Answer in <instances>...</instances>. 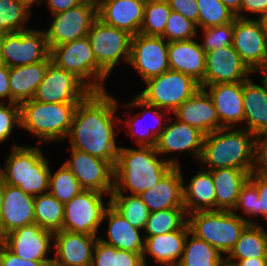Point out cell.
<instances>
[{
  "label": "cell",
  "instance_id": "obj_1",
  "mask_svg": "<svg viewBox=\"0 0 267 266\" xmlns=\"http://www.w3.org/2000/svg\"><path fill=\"white\" fill-rule=\"evenodd\" d=\"M118 107L117 100L106 91L91 92L74 111L67 137L70 147L115 166L120 148L115 143V126L120 123L115 117Z\"/></svg>",
  "mask_w": 267,
  "mask_h": 266
},
{
  "label": "cell",
  "instance_id": "obj_2",
  "mask_svg": "<svg viewBox=\"0 0 267 266\" xmlns=\"http://www.w3.org/2000/svg\"><path fill=\"white\" fill-rule=\"evenodd\" d=\"M175 158L160 159L155 146L120 147L114 166V190L140 195L157 184L174 166Z\"/></svg>",
  "mask_w": 267,
  "mask_h": 266
},
{
  "label": "cell",
  "instance_id": "obj_3",
  "mask_svg": "<svg viewBox=\"0 0 267 266\" xmlns=\"http://www.w3.org/2000/svg\"><path fill=\"white\" fill-rule=\"evenodd\" d=\"M233 128H221L205 135L198 161L206 169L236 168L251 173L255 170L257 137L245 128Z\"/></svg>",
  "mask_w": 267,
  "mask_h": 266
},
{
  "label": "cell",
  "instance_id": "obj_4",
  "mask_svg": "<svg viewBox=\"0 0 267 266\" xmlns=\"http://www.w3.org/2000/svg\"><path fill=\"white\" fill-rule=\"evenodd\" d=\"M39 146L13 145L0 173L6 184L38 196L48 192L50 169Z\"/></svg>",
  "mask_w": 267,
  "mask_h": 266
},
{
  "label": "cell",
  "instance_id": "obj_5",
  "mask_svg": "<svg viewBox=\"0 0 267 266\" xmlns=\"http://www.w3.org/2000/svg\"><path fill=\"white\" fill-rule=\"evenodd\" d=\"M79 103H44L34 99L20 104L21 128L38 138V143L62 141L69 135Z\"/></svg>",
  "mask_w": 267,
  "mask_h": 266
},
{
  "label": "cell",
  "instance_id": "obj_6",
  "mask_svg": "<svg viewBox=\"0 0 267 266\" xmlns=\"http://www.w3.org/2000/svg\"><path fill=\"white\" fill-rule=\"evenodd\" d=\"M187 223L193 235L203 239L223 255L230 253L249 224H258L234 211L222 210L192 212L187 214Z\"/></svg>",
  "mask_w": 267,
  "mask_h": 266
},
{
  "label": "cell",
  "instance_id": "obj_7",
  "mask_svg": "<svg viewBox=\"0 0 267 266\" xmlns=\"http://www.w3.org/2000/svg\"><path fill=\"white\" fill-rule=\"evenodd\" d=\"M50 57L53 63L74 74L92 92L106 91L103 84L108 74L98 65L87 36L53 47Z\"/></svg>",
  "mask_w": 267,
  "mask_h": 266
},
{
  "label": "cell",
  "instance_id": "obj_8",
  "mask_svg": "<svg viewBox=\"0 0 267 266\" xmlns=\"http://www.w3.org/2000/svg\"><path fill=\"white\" fill-rule=\"evenodd\" d=\"M144 83L147 87L138 96L171 113L200 88V84L192 77L170 69Z\"/></svg>",
  "mask_w": 267,
  "mask_h": 266
},
{
  "label": "cell",
  "instance_id": "obj_9",
  "mask_svg": "<svg viewBox=\"0 0 267 266\" xmlns=\"http://www.w3.org/2000/svg\"><path fill=\"white\" fill-rule=\"evenodd\" d=\"M87 37L98 65L108 75L122 59L129 64L133 37L129 32L105 24L96 18Z\"/></svg>",
  "mask_w": 267,
  "mask_h": 266
},
{
  "label": "cell",
  "instance_id": "obj_10",
  "mask_svg": "<svg viewBox=\"0 0 267 266\" xmlns=\"http://www.w3.org/2000/svg\"><path fill=\"white\" fill-rule=\"evenodd\" d=\"M103 194L95 190H82L64 204L62 230L98 236V229L108 208L104 206Z\"/></svg>",
  "mask_w": 267,
  "mask_h": 266
},
{
  "label": "cell",
  "instance_id": "obj_11",
  "mask_svg": "<svg viewBox=\"0 0 267 266\" xmlns=\"http://www.w3.org/2000/svg\"><path fill=\"white\" fill-rule=\"evenodd\" d=\"M51 61L45 30L28 29L5 34L0 63L10 67Z\"/></svg>",
  "mask_w": 267,
  "mask_h": 266
},
{
  "label": "cell",
  "instance_id": "obj_12",
  "mask_svg": "<svg viewBox=\"0 0 267 266\" xmlns=\"http://www.w3.org/2000/svg\"><path fill=\"white\" fill-rule=\"evenodd\" d=\"M91 92L74 74L50 61L33 99L44 103H80Z\"/></svg>",
  "mask_w": 267,
  "mask_h": 266
},
{
  "label": "cell",
  "instance_id": "obj_13",
  "mask_svg": "<svg viewBox=\"0 0 267 266\" xmlns=\"http://www.w3.org/2000/svg\"><path fill=\"white\" fill-rule=\"evenodd\" d=\"M232 46L243 62L256 74V71L267 62V34L262 20L236 17Z\"/></svg>",
  "mask_w": 267,
  "mask_h": 266
},
{
  "label": "cell",
  "instance_id": "obj_14",
  "mask_svg": "<svg viewBox=\"0 0 267 266\" xmlns=\"http://www.w3.org/2000/svg\"><path fill=\"white\" fill-rule=\"evenodd\" d=\"M52 15L53 21L48 30H45L50 50L55 46L86 37L91 24L97 18V8L80 3L67 11Z\"/></svg>",
  "mask_w": 267,
  "mask_h": 266
},
{
  "label": "cell",
  "instance_id": "obj_15",
  "mask_svg": "<svg viewBox=\"0 0 267 266\" xmlns=\"http://www.w3.org/2000/svg\"><path fill=\"white\" fill-rule=\"evenodd\" d=\"M52 241L54 232L37 223L17 228L0 239L9 251L23 260L43 261L48 266L53 264V259L47 257Z\"/></svg>",
  "mask_w": 267,
  "mask_h": 266
},
{
  "label": "cell",
  "instance_id": "obj_16",
  "mask_svg": "<svg viewBox=\"0 0 267 266\" xmlns=\"http://www.w3.org/2000/svg\"><path fill=\"white\" fill-rule=\"evenodd\" d=\"M168 45L169 42L162 36L134 35L129 64L144 81L159 76L170 69Z\"/></svg>",
  "mask_w": 267,
  "mask_h": 266
},
{
  "label": "cell",
  "instance_id": "obj_17",
  "mask_svg": "<svg viewBox=\"0 0 267 266\" xmlns=\"http://www.w3.org/2000/svg\"><path fill=\"white\" fill-rule=\"evenodd\" d=\"M69 148L72 157L64 164L77 178L81 187L85 190H95L110 196L114 190V166L108 161Z\"/></svg>",
  "mask_w": 267,
  "mask_h": 266
},
{
  "label": "cell",
  "instance_id": "obj_18",
  "mask_svg": "<svg viewBox=\"0 0 267 266\" xmlns=\"http://www.w3.org/2000/svg\"><path fill=\"white\" fill-rule=\"evenodd\" d=\"M253 72L232 45L206 52V70L201 88L217 83L246 81Z\"/></svg>",
  "mask_w": 267,
  "mask_h": 266
},
{
  "label": "cell",
  "instance_id": "obj_19",
  "mask_svg": "<svg viewBox=\"0 0 267 266\" xmlns=\"http://www.w3.org/2000/svg\"><path fill=\"white\" fill-rule=\"evenodd\" d=\"M98 239L65 230L54 232L52 247L56 250L52 266H91L93 248Z\"/></svg>",
  "mask_w": 267,
  "mask_h": 266
},
{
  "label": "cell",
  "instance_id": "obj_20",
  "mask_svg": "<svg viewBox=\"0 0 267 266\" xmlns=\"http://www.w3.org/2000/svg\"><path fill=\"white\" fill-rule=\"evenodd\" d=\"M172 121V122H171ZM170 124L165 126L157 137L156 151L161 156L169 152H191L193 159L199 160L205 134L199 129L183 123L173 117L169 118Z\"/></svg>",
  "mask_w": 267,
  "mask_h": 266
},
{
  "label": "cell",
  "instance_id": "obj_21",
  "mask_svg": "<svg viewBox=\"0 0 267 266\" xmlns=\"http://www.w3.org/2000/svg\"><path fill=\"white\" fill-rule=\"evenodd\" d=\"M33 223H35L34 196L25 193L19 187L5 183L0 239L17 228Z\"/></svg>",
  "mask_w": 267,
  "mask_h": 266
},
{
  "label": "cell",
  "instance_id": "obj_22",
  "mask_svg": "<svg viewBox=\"0 0 267 266\" xmlns=\"http://www.w3.org/2000/svg\"><path fill=\"white\" fill-rule=\"evenodd\" d=\"M204 89L213 100L222 128L244 123L243 81L207 85Z\"/></svg>",
  "mask_w": 267,
  "mask_h": 266
},
{
  "label": "cell",
  "instance_id": "obj_23",
  "mask_svg": "<svg viewBox=\"0 0 267 266\" xmlns=\"http://www.w3.org/2000/svg\"><path fill=\"white\" fill-rule=\"evenodd\" d=\"M145 5V0H100L97 18L134 36L140 32Z\"/></svg>",
  "mask_w": 267,
  "mask_h": 266
},
{
  "label": "cell",
  "instance_id": "obj_24",
  "mask_svg": "<svg viewBox=\"0 0 267 266\" xmlns=\"http://www.w3.org/2000/svg\"><path fill=\"white\" fill-rule=\"evenodd\" d=\"M172 113L176 119L199 129L205 135L222 128L212 98L201 87Z\"/></svg>",
  "mask_w": 267,
  "mask_h": 266
},
{
  "label": "cell",
  "instance_id": "obj_25",
  "mask_svg": "<svg viewBox=\"0 0 267 266\" xmlns=\"http://www.w3.org/2000/svg\"><path fill=\"white\" fill-rule=\"evenodd\" d=\"M181 166H174L157 184L139 196L150 213L169 208H184V178Z\"/></svg>",
  "mask_w": 267,
  "mask_h": 266
},
{
  "label": "cell",
  "instance_id": "obj_26",
  "mask_svg": "<svg viewBox=\"0 0 267 266\" xmlns=\"http://www.w3.org/2000/svg\"><path fill=\"white\" fill-rule=\"evenodd\" d=\"M170 70L178 71L192 77L201 84L206 70V52L193 38L173 41L168 45Z\"/></svg>",
  "mask_w": 267,
  "mask_h": 266
},
{
  "label": "cell",
  "instance_id": "obj_27",
  "mask_svg": "<svg viewBox=\"0 0 267 266\" xmlns=\"http://www.w3.org/2000/svg\"><path fill=\"white\" fill-rule=\"evenodd\" d=\"M189 231L188 223H186L180 230L144 237V265L148 264L145 255L149 254V257L152 256L154 262L161 266H177L181 260Z\"/></svg>",
  "mask_w": 267,
  "mask_h": 266
},
{
  "label": "cell",
  "instance_id": "obj_28",
  "mask_svg": "<svg viewBox=\"0 0 267 266\" xmlns=\"http://www.w3.org/2000/svg\"><path fill=\"white\" fill-rule=\"evenodd\" d=\"M103 221L107 220V240L99 236L100 240L112 245L117 249L131 251L134 253L144 252V236H140V229L133 227L118 211L110 205V198L107 201Z\"/></svg>",
  "mask_w": 267,
  "mask_h": 266
},
{
  "label": "cell",
  "instance_id": "obj_29",
  "mask_svg": "<svg viewBox=\"0 0 267 266\" xmlns=\"http://www.w3.org/2000/svg\"><path fill=\"white\" fill-rule=\"evenodd\" d=\"M250 78L243 81L244 122L242 126L256 137L267 134V89Z\"/></svg>",
  "mask_w": 267,
  "mask_h": 266
},
{
  "label": "cell",
  "instance_id": "obj_30",
  "mask_svg": "<svg viewBox=\"0 0 267 266\" xmlns=\"http://www.w3.org/2000/svg\"><path fill=\"white\" fill-rule=\"evenodd\" d=\"M211 172L216 198V210L233 211L242 186L251 172L236 168H220Z\"/></svg>",
  "mask_w": 267,
  "mask_h": 266
},
{
  "label": "cell",
  "instance_id": "obj_31",
  "mask_svg": "<svg viewBox=\"0 0 267 266\" xmlns=\"http://www.w3.org/2000/svg\"><path fill=\"white\" fill-rule=\"evenodd\" d=\"M49 62L40 61L35 64L9 68L11 103L21 104L34 98Z\"/></svg>",
  "mask_w": 267,
  "mask_h": 266
},
{
  "label": "cell",
  "instance_id": "obj_32",
  "mask_svg": "<svg viewBox=\"0 0 267 266\" xmlns=\"http://www.w3.org/2000/svg\"><path fill=\"white\" fill-rule=\"evenodd\" d=\"M183 185V204L186 214L195 211L216 210L214 182L209 170H199Z\"/></svg>",
  "mask_w": 267,
  "mask_h": 266
},
{
  "label": "cell",
  "instance_id": "obj_33",
  "mask_svg": "<svg viewBox=\"0 0 267 266\" xmlns=\"http://www.w3.org/2000/svg\"><path fill=\"white\" fill-rule=\"evenodd\" d=\"M125 104H126L125 107H129V108L130 107L134 108L137 106V107H145V109L134 116L132 115L131 117H128V119H125V120L120 119V123L122 122L123 125L126 124L127 130L131 131L130 132L131 136H134L136 138V139H134V142H136L137 145L155 146L156 142H157V137L160 135L162 130L165 128V125H167L166 123L164 124L162 120L163 119H165V121L167 120V114L169 111L161 109V108H157L156 106L145 102L138 95L133 97V101H131L128 104L127 103H125ZM148 113L149 114L151 113L157 119L156 120L157 121L156 126L155 125H154V127L152 126L153 128H151L150 130L147 128L148 130H146V131L143 130V127H141L142 129H138L139 127H138L137 122L140 121L138 116L139 117H141L143 115L145 116ZM154 121H155V119H154ZM136 124H137V126H135Z\"/></svg>",
  "mask_w": 267,
  "mask_h": 266
},
{
  "label": "cell",
  "instance_id": "obj_34",
  "mask_svg": "<svg viewBox=\"0 0 267 266\" xmlns=\"http://www.w3.org/2000/svg\"><path fill=\"white\" fill-rule=\"evenodd\" d=\"M251 258H267V231L258 224H249L226 256V260Z\"/></svg>",
  "mask_w": 267,
  "mask_h": 266
},
{
  "label": "cell",
  "instance_id": "obj_35",
  "mask_svg": "<svg viewBox=\"0 0 267 266\" xmlns=\"http://www.w3.org/2000/svg\"><path fill=\"white\" fill-rule=\"evenodd\" d=\"M191 238L189 239V237ZM226 258L209 243L188 232L184 251L177 266H225Z\"/></svg>",
  "mask_w": 267,
  "mask_h": 266
},
{
  "label": "cell",
  "instance_id": "obj_36",
  "mask_svg": "<svg viewBox=\"0 0 267 266\" xmlns=\"http://www.w3.org/2000/svg\"><path fill=\"white\" fill-rule=\"evenodd\" d=\"M110 205L125 217L133 227L140 230L145 228L150 211L139 195L112 192Z\"/></svg>",
  "mask_w": 267,
  "mask_h": 266
},
{
  "label": "cell",
  "instance_id": "obj_37",
  "mask_svg": "<svg viewBox=\"0 0 267 266\" xmlns=\"http://www.w3.org/2000/svg\"><path fill=\"white\" fill-rule=\"evenodd\" d=\"M64 204L49 192L34 197L35 223L44 229L62 230Z\"/></svg>",
  "mask_w": 267,
  "mask_h": 266
},
{
  "label": "cell",
  "instance_id": "obj_38",
  "mask_svg": "<svg viewBox=\"0 0 267 266\" xmlns=\"http://www.w3.org/2000/svg\"><path fill=\"white\" fill-rule=\"evenodd\" d=\"M187 223L185 208H169L151 212L144 228L146 235L151 237L180 230Z\"/></svg>",
  "mask_w": 267,
  "mask_h": 266
},
{
  "label": "cell",
  "instance_id": "obj_39",
  "mask_svg": "<svg viewBox=\"0 0 267 266\" xmlns=\"http://www.w3.org/2000/svg\"><path fill=\"white\" fill-rule=\"evenodd\" d=\"M32 8L23 0H0V32L8 34L28 30L26 21Z\"/></svg>",
  "mask_w": 267,
  "mask_h": 266
},
{
  "label": "cell",
  "instance_id": "obj_40",
  "mask_svg": "<svg viewBox=\"0 0 267 266\" xmlns=\"http://www.w3.org/2000/svg\"><path fill=\"white\" fill-rule=\"evenodd\" d=\"M170 12L167 0H147L139 33L146 36H162Z\"/></svg>",
  "mask_w": 267,
  "mask_h": 266
},
{
  "label": "cell",
  "instance_id": "obj_41",
  "mask_svg": "<svg viewBox=\"0 0 267 266\" xmlns=\"http://www.w3.org/2000/svg\"><path fill=\"white\" fill-rule=\"evenodd\" d=\"M84 190L70 169L63 164L53 174L50 170L48 192L65 204Z\"/></svg>",
  "mask_w": 267,
  "mask_h": 266
},
{
  "label": "cell",
  "instance_id": "obj_42",
  "mask_svg": "<svg viewBox=\"0 0 267 266\" xmlns=\"http://www.w3.org/2000/svg\"><path fill=\"white\" fill-rule=\"evenodd\" d=\"M198 6V28L213 27L233 22L235 14L220 0H196Z\"/></svg>",
  "mask_w": 267,
  "mask_h": 266
},
{
  "label": "cell",
  "instance_id": "obj_43",
  "mask_svg": "<svg viewBox=\"0 0 267 266\" xmlns=\"http://www.w3.org/2000/svg\"><path fill=\"white\" fill-rule=\"evenodd\" d=\"M197 25L186 19L182 14L172 11L166 23L162 37L168 41L189 40L198 37Z\"/></svg>",
  "mask_w": 267,
  "mask_h": 266
},
{
  "label": "cell",
  "instance_id": "obj_44",
  "mask_svg": "<svg viewBox=\"0 0 267 266\" xmlns=\"http://www.w3.org/2000/svg\"><path fill=\"white\" fill-rule=\"evenodd\" d=\"M233 29L234 21L227 24L206 27L202 29L204 32V40L201 44L202 49L205 52H208L211 50L232 45Z\"/></svg>",
  "mask_w": 267,
  "mask_h": 266
},
{
  "label": "cell",
  "instance_id": "obj_45",
  "mask_svg": "<svg viewBox=\"0 0 267 266\" xmlns=\"http://www.w3.org/2000/svg\"><path fill=\"white\" fill-rule=\"evenodd\" d=\"M239 209L243 210V214L247 216H259V195L257 187L248 179L242 186L238 194L234 212Z\"/></svg>",
  "mask_w": 267,
  "mask_h": 266
},
{
  "label": "cell",
  "instance_id": "obj_46",
  "mask_svg": "<svg viewBox=\"0 0 267 266\" xmlns=\"http://www.w3.org/2000/svg\"><path fill=\"white\" fill-rule=\"evenodd\" d=\"M0 102V143L9 139L14 127H21L20 104Z\"/></svg>",
  "mask_w": 267,
  "mask_h": 266
},
{
  "label": "cell",
  "instance_id": "obj_47",
  "mask_svg": "<svg viewBox=\"0 0 267 266\" xmlns=\"http://www.w3.org/2000/svg\"><path fill=\"white\" fill-rule=\"evenodd\" d=\"M91 266H116V248L106 244L98 237L93 248Z\"/></svg>",
  "mask_w": 267,
  "mask_h": 266
},
{
  "label": "cell",
  "instance_id": "obj_48",
  "mask_svg": "<svg viewBox=\"0 0 267 266\" xmlns=\"http://www.w3.org/2000/svg\"><path fill=\"white\" fill-rule=\"evenodd\" d=\"M172 11L182 14L198 27V6L196 0H167Z\"/></svg>",
  "mask_w": 267,
  "mask_h": 266
},
{
  "label": "cell",
  "instance_id": "obj_49",
  "mask_svg": "<svg viewBox=\"0 0 267 266\" xmlns=\"http://www.w3.org/2000/svg\"><path fill=\"white\" fill-rule=\"evenodd\" d=\"M249 180L257 187L259 195V216L267 220V175L256 172L250 174Z\"/></svg>",
  "mask_w": 267,
  "mask_h": 266
},
{
  "label": "cell",
  "instance_id": "obj_50",
  "mask_svg": "<svg viewBox=\"0 0 267 266\" xmlns=\"http://www.w3.org/2000/svg\"><path fill=\"white\" fill-rule=\"evenodd\" d=\"M0 266H48L43 261H26L9 251L0 242Z\"/></svg>",
  "mask_w": 267,
  "mask_h": 266
},
{
  "label": "cell",
  "instance_id": "obj_51",
  "mask_svg": "<svg viewBox=\"0 0 267 266\" xmlns=\"http://www.w3.org/2000/svg\"><path fill=\"white\" fill-rule=\"evenodd\" d=\"M242 12L256 13L258 19H261L267 13V0H241L240 11L235 16L248 18Z\"/></svg>",
  "mask_w": 267,
  "mask_h": 266
},
{
  "label": "cell",
  "instance_id": "obj_52",
  "mask_svg": "<svg viewBox=\"0 0 267 266\" xmlns=\"http://www.w3.org/2000/svg\"><path fill=\"white\" fill-rule=\"evenodd\" d=\"M255 171L267 175V134L257 137Z\"/></svg>",
  "mask_w": 267,
  "mask_h": 266
},
{
  "label": "cell",
  "instance_id": "obj_53",
  "mask_svg": "<svg viewBox=\"0 0 267 266\" xmlns=\"http://www.w3.org/2000/svg\"><path fill=\"white\" fill-rule=\"evenodd\" d=\"M116 266H144L143 253H134L116 248Z\"/></svg>",
  "mask_w": 267,
  "mask_h": 266
},
{
  "label": "cell",
  "instance_id": "obj_54",
  "mask_svg": "<svg viewBox=\"0 0 267 266\" xmlns=\"http://www.w3.org/2000/svg\"><path fill=\"white\" fill-rule=\"evenodd\" d=\"M7 99L11 103V90L9 86V67L0 63V102Z\"/></svg>",
  "mask_w": 267,
  "mask_h": 266
},
{
  "label": "cell",
  "instance_id": "obj_55",
  "mask_svg": "<svg viewBox=\"0 0 267 266\" xmlns=\"http://www.w3.org/2000/svg\"><path fill=\"white\" fill-rule=\"evenodd\" d=\"M49 12L56 14L59 12L67 11L70 8L77 6L79 3L78 0H46Z\"/></svg>",
  "mask_w": 267,
  "mask_h": 266
},
{
  "label": "cell",
  "instance_id": "obj_56",
  "mask_svg": "<svg viewBox=\"0 0 267 266\" xmlns=\"http://www.w3.org/2000/svg\"><path fill=\"white\" fill-rule=\"evenodd\" d=\"M226 265L228 266H267V258L226 260Z\"/></svg>",
  "mask_w": 267,
  "mask_h": 266
},
{
  "label": "cell",
  "instance_id": "obj_57",
  "mask_svg": "<svg viewBox=\"0 0 267 266\" xmlns=\"http://www.w3.org/2000/svg\"><path fill=\"white\" fill-rule=\"evenodd\" d=\"M235 15L240 11L241 0H220Z\"/></svg>",
  "mask_w": 267,
  "mask_h": 266
},
{
  "label": "cell",
  "instance_id": "obj_58",
  "mask_svg": "<svg viewBox=\"0 0 267 266\" xmlns=\"http://www.w3.org/2000/svg\"><path fill=\"white\" fill-rule=\"evenodd\" d=\"M4 187H5V181L0 173V219H1V214H2Z\"/></svg>",
  "mask_w": 267,
  "mask_h": 266
},
{
  "label": "cell",
  "instance_id": "obj_59",
  "mask_svg": "<svg viewBox=\"0 0 267 266\" xmlns=\"http://www.w3.org/2000/svg\"><path fill=\"white\" fill-rule=\"evenodd\" d=\"M256 72H263L261 82L266 86L267 89V62L263 66H261Z\"/></svg>",
  "mask_w": 267,
  "mask_h": 266
},
{
  "label": "cell",
  "instance_id": "obj_60",
  "mask_svg": "<svg viewBox=\"0 0 267 266\" xmlns=\"http://www.w3.org/2000/svg\"><path fill=\"white\" fill-rule=\"evenodd\" d=\"M79 3H85V4H90L92 6H95L98 8L100 0H78Z\"/></svg>",
  "mask_w": 267,
  "mask_h": 266
},
{
  "label": "cell",
  "instance_id": "obj_61",
  "mask_svg": "<svg viewBox=\"0 0 267 266\" xmlns=\"http://www.w3.org/2000/svg\"><path fill=\"white\" fill-rule=\"evenodd\" d=\"M23 1H25L31 7H32V4L34 6V3H39V4L43 3V0H23Z\"/></svg>",
  "mask_w": 267,
  "mask_h": 266
},
{
  "label": "cell",
  "instance_id": "obj_62",
  "mask_svg": "<svg viewBox=\"0 0 267 266\" xmlns=\"http://www.w3.org/2000/svg\"><path fill=\"white\" fill-rule=\"evenodd\" d=\"M261 20L264 24L265 32L267 34V13L261 18Z\"/></svg>",
  "mask_w": 267,
  "mask_h": 266
},
{
  "label": "cell",
  "instance_id": "obj_63",
  "mask_svg": "<svg viewBox=\"0 0 267 266\" xmlns=\"http://www.w3.org/2000/svg\"><path fill=\"white\" fill-rule=\"evenodd\" d=\"M4 37H5V34L0 32V55H1L2 43H3Z\"/></svg>",
  "mask_w": 267,
  "mask_h": 266
}]
</instances>
